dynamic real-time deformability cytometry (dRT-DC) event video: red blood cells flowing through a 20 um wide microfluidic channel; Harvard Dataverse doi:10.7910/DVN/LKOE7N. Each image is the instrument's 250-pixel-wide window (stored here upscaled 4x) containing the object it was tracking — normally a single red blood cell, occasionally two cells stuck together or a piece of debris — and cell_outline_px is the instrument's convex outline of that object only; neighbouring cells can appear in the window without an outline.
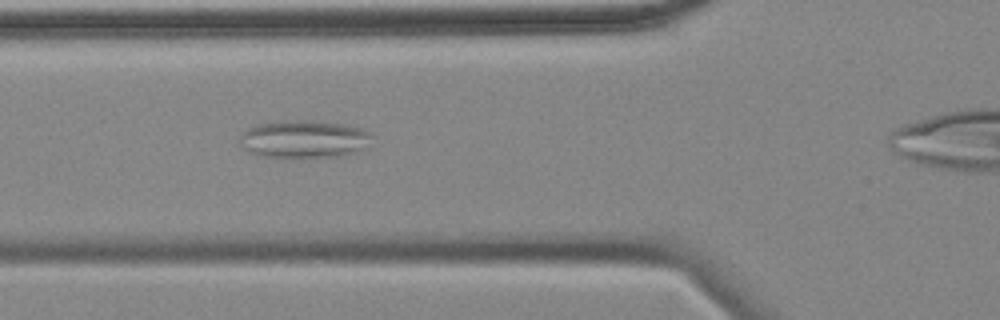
{"species": "common noctule bat (a hibernating species)", "species_latin": "Nyctalus noctula", "temperature_condition": "cold", "stored_images_in_passage": 39, "camera_frame_rate_fps": 3000, "um_per_image_px": 0.085, "animal": {"sex": "female", "body_mass_g": 18.4}, "frame": {"image": 1, "passage_image": 12, "time_ms": 3.667, "image_size_px": [1000, 320], "cell_outline_px": [[372, 148], [340, 156], [260, 156], [248, 152], [240, 144], [240, 140], [244, 132], [248, 128], [256, 124], [280, 120], [316, 120], [344, 124], [364, 128], [372, 132]], "centroid_in_image_um": [25.95, 11.8], "position_along_channel_um": 99.9, "area_um2": 29.48}}